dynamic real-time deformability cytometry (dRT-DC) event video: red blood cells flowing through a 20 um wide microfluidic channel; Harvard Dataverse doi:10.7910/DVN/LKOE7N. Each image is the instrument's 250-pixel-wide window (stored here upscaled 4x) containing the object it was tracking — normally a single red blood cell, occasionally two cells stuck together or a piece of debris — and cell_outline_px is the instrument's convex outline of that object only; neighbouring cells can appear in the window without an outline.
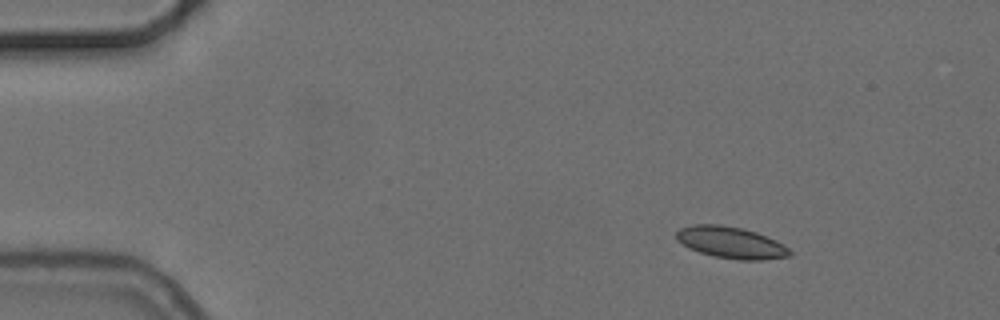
{"species": "common noctule bat (a hibernating species)", "species_latin": "Nyctalus noctula", "temperature_condition": "cold", "stored_images_in_passage": 6, "camera_frame_rate_fps": 3000, "um_per_image_px": 0.085, "animal": {"sex": "female", "body_mass_g": 24.6, "forearm_length_mm": 56.2}, "frame": {"image": 1, "passage_image": 1, "time_ms": 0.0, "image_size_px": [1000, 320], "cell_outline_px": [[792, 256], [764, 260], [740, 260], [712, 256], [688, 248], [676, 240], [676, 232], [680, 228], [692, 224], [720, 224], [744, 228], [756, 232], [776, 240], [784, 244], [792, 252]], "centroid_in_image_um": [62.14, 20.61], "position_along_channel_um": 22.9, "area_um2": 21.21}}
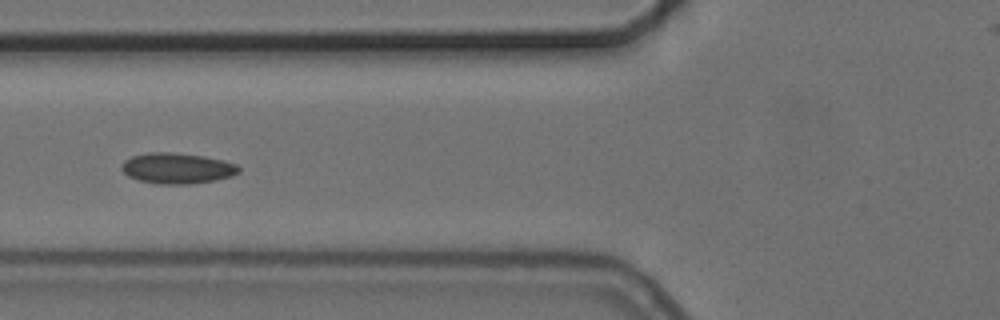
{"frame": {"image": 2, "passage_image": 5, "time_ms": 4.667, "image_size_px": [1000, 320], "cell_outline_px": [[240, 172], [232, 176], [216, 180], [192, 184], [160, 184], [140, 180], [128, 176], [120, 168], [124, 160], [132, 156], [148, 152], [168, 152], [204, 156], [224, 160], [236, 164], [240, 168]], "centroid_in_image_um": [15.07, 14.3], "position_along_channel_um": 110.7, "area_um2": 21.04}}
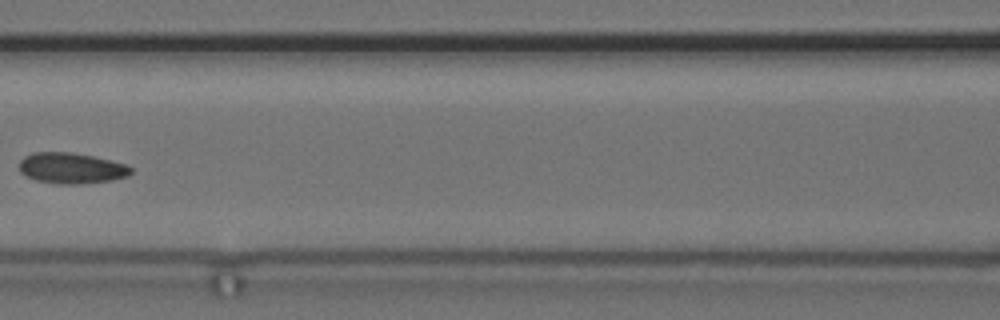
{"frame": {"image": 3, "passage_image": 6, "time_ms": 6.0, "image_size_px": [1000, 320], "cell_outline_px": [[132, 172], [128, 176], [112, 180], [80, 184], [60, 184], [36, 180], [24, 176], [20, 172], [20, 160], [24, 156], [32, 152], [72, 152], [112, 160], [124, 164], [132, 168]], "centroid_in_image_um": [6.05, 14.29], "position_along_channel_um": 160.6, "area_um2": 20.17}}